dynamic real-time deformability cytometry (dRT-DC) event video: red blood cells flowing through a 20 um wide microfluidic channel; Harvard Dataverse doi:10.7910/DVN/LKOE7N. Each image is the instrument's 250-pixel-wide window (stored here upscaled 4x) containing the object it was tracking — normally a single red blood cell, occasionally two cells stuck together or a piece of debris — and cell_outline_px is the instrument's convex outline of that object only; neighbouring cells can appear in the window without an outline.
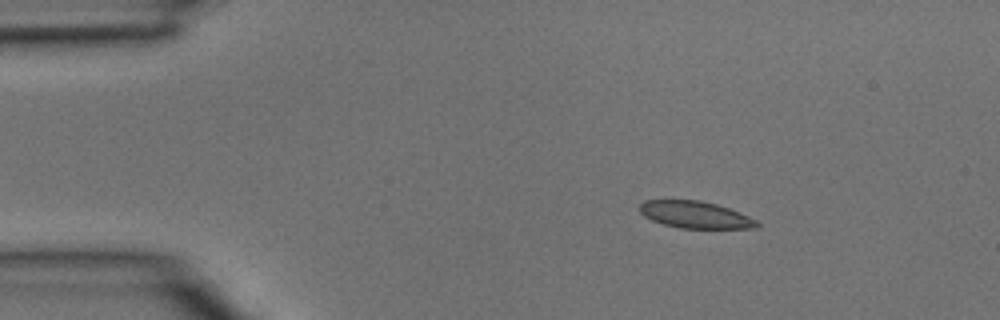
{"species": "common noctule bat (a hibernating species)", "species_latin": "Nyctalus noctula", "temperature_condition": "room temperature", "stored_images_in_passage": 2, "camera_frame_rate_fps": 3000, "um_per_image_px": 0.085, "animal": {"sex": "male", "body_mass_g": 15.6}, "frame": {"image": 1, "passage_image": 1, "time_ms": 0.0, "image_size_px": [1000, 320], "cell_outline_px": [[760, 224], [756, 228], [680, 228], [664, 224], [652, 220], [644, 216], [640, 212], [640, 204], [644, 200], [700, 200], [716, 204], [740, 212], [756, 220]], "centroid_in_image_um": [59.09, 18.25], "position_along_channel_um": 25.9, "area_um2": 18.32}}
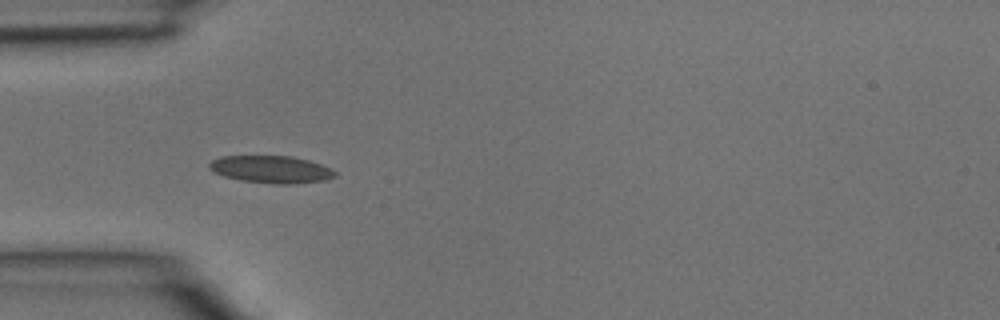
{"frame": {"image": 2, "passage_image": 2, "time_ms": 0.333, "image_size_px": [1000, 320], "cell_outline_px": [[336, 176], [324, 180], [292, 184], [272, 184], [240, 180], [224, 176], [212, 172], [208, 168], [208, 164], [212, 160], [220, 156], [292, 156], [308, 160], [332, 168], [336, 172]], "centroid_in_image_um": [23.02, 14.4], "position_along_channel_um": 62.0, "area_um2": 20.17}}